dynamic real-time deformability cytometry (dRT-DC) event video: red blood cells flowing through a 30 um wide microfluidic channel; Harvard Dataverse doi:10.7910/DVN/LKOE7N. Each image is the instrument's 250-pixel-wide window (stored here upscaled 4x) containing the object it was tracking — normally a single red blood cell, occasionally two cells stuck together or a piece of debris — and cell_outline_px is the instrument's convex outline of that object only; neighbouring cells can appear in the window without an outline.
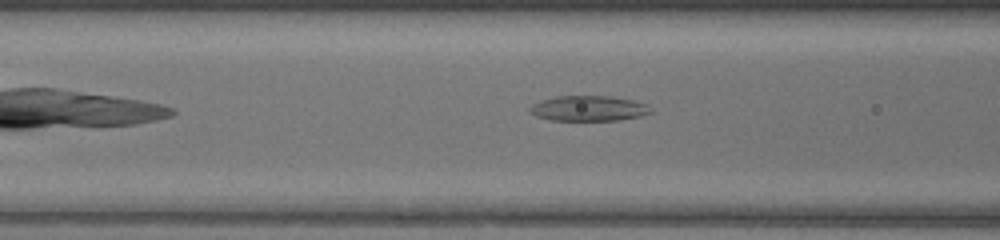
{"species": "common noctule bat (a hibernating species)", "species_latin": "Nyctalus noctula", "temperature_condition": "warm", "stored_images_in_passage": 29, "camera_frame_rate_fps": 3000, "um_per_image_px": 0.085, "animal": {"sex": "female", "body_mass_g": 17.0, "forearm_length_mm": 48.0}, "frame": {"image": 1, "passage_image": 4, "time_ms": 1.0, "image_size_px": [1000, 240], "cell_outline_px": [[652, 112], [640, 116], [616, 120], [552, 120], [536, 116], [528, 112], [528, 108], [532, 104], [556, 96], [612, 96], [632, 100], [648, 104], [652, 108]], "centroid_in_image_um": [50.04, 9.21], "position_along_channel_um": 116.6, "area_um2": 17.8}}
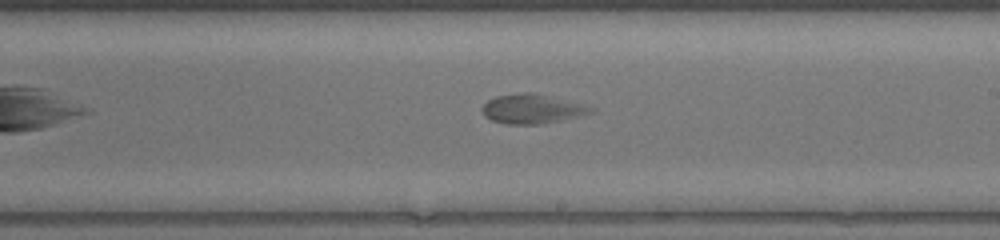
{"frame": {"image": 2, "passage_image": 13, "time_ms": 4.0, "image_size_px": [1000, 240], "cell_outline_px": [[596, 108], [592, 112], [576, 116], [540, 124], [508, 124], [492, 120], [484, 116], [480, 108], [488, 100], [496, 96], [524, 92], [532, 92]], "centroid_in_image_um": [45.14, 9.25], "position_along_channel_um": 243.9, "area_um2": 18.15}}
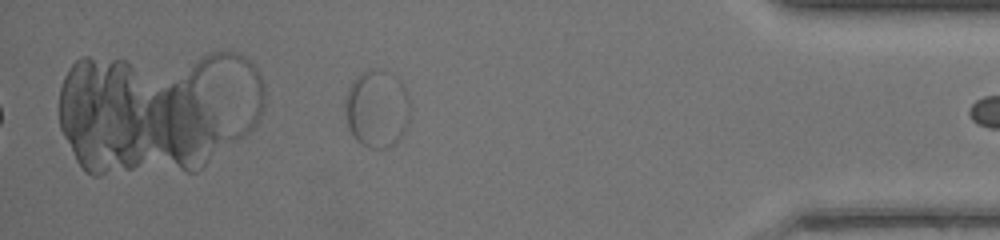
{"frame": {"image": 3, "passage_image": 27, "time_ms": 8.667, "image_size_px": [1000, 240], "cell_outline_px": [[408, 124], [404, 132], [396, 144], [388, 148], [372, 148], [360, 144], [352, 136], [348, 128], [344, 108], [344, 96], [348, 88], [356, 76], [372, 68], [384, 68], [396, 76], [400, 80], [408, 96]], "centroid_in_image_um": [32.01, 9.23], "position_along_channel_um": 403.2, "area_um2": 30.0}}